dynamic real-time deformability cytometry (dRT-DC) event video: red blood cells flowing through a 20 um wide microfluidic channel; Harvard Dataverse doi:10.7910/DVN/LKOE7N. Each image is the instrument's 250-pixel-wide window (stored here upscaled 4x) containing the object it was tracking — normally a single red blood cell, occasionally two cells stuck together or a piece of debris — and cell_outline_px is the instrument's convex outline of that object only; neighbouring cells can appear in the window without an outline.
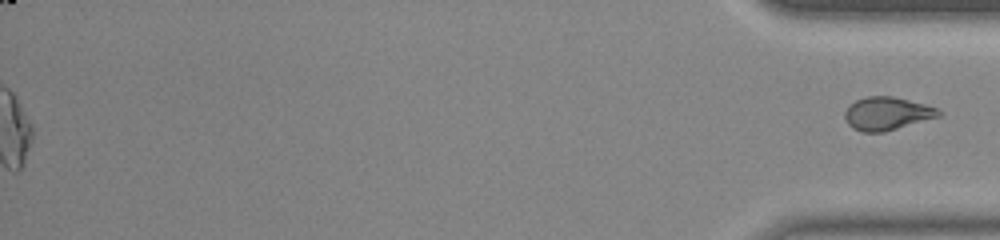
{"species": "common noctule bat (a hibernating species)", "species_latin": "Nyctalus noctula", "temperature_condition": "room temperature", "stored_images_in_passage": 38, "segment_of_instrument_passage": [2, 2], "camera_frame_rate_fps": 3000, "um_per_image_px": 0.085, "animal": {"sex": "male", "body_mass_g": 20.0, "forearm_length_mm": 53.3}, "frame": {"image": 1, "passage_image": 38, "time_ms": 12.333, "image_size_px": [1000, 240], "cell_outline_px": [[940, 116], [884, 132], [860, 132], [852, 128], [844, 120], [844, 112], [856, 100], [868, 96], [892, 96], [924, 104], [936, 108], [940, 112]], "centroid_in_image_um": [75.35, 9.66], "position_along_channel_um": 359.8, "area_um2": 17.92}}